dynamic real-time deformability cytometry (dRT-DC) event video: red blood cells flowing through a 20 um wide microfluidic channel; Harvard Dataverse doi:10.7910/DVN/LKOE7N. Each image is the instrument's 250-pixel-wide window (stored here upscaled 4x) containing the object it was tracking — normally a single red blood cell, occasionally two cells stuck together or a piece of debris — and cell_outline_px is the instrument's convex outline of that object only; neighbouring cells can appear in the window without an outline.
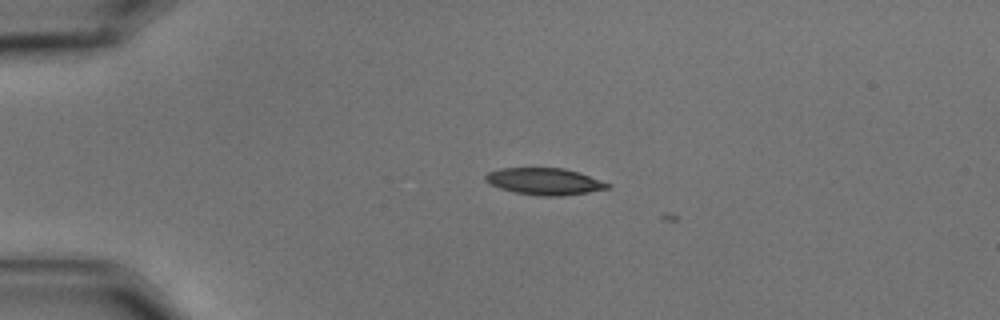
{"species": "common noctule bat (a hibernating species)", "species_latin": "Nyctalus noctula", "temperature_condition": "cold", "stored_images_in_passage": 7, "camera_frame_rate_fps": 3000, "um_per_image_px": 0.085, "animal": {"sex": "male", "body_mass_g": 15.6}, "frame": {"image": 1, "passage_image": 3, "time_ms": 0.667, "image_size_px": [1000, 320], "cell_outline_px": [[612, 188], [588, 192], [560, 196], [540, 196], [516, 192], [500, 188], [484, 180], [484, 176], [488, 172], [500, 168], [564, 168], [580, 172], [612, 184]], "centroid_in_image_um": [46.33, 15.41], "position_along_channel_um": 38.7, "area_um2": 19.13}}